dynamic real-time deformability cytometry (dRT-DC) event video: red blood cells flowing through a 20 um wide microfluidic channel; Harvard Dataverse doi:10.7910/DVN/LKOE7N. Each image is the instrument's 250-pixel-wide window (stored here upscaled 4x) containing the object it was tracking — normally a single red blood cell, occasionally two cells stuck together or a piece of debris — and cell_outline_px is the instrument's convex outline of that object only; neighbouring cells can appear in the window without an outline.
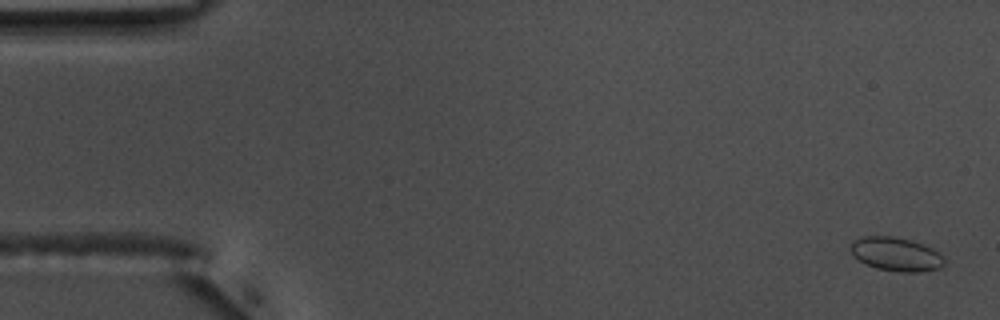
{"species": "common noctule bat (a hibernating species)", "species_latin": "Nyctalus noctula", "temperature_condition": "warm", "stored_images_in_passage": 56, "camera_frame_rate_fps": 3000, "um_per_image_px": 0.085, "animal": {"sex": "male", "body_mass_g": 17.5, "forearm_length_mm": 52.3}, "frame": {"image": 1, "passage_image": 2, "time_ms": 0.333, "image_size_px": [1000, 320], "cell_outline_px": [[944, 264], [940, 268], [920, 272], [900, 272], [876, 268], [860, 260], [848, 248], [852, 240], [864, 236], [892, 236], [908, 240], [932, 248], [944, 256]], "centroid_in_image_um": [76.16, 21.6], "position_along_channel_um": 8.8, "area_um2": 18.26}}
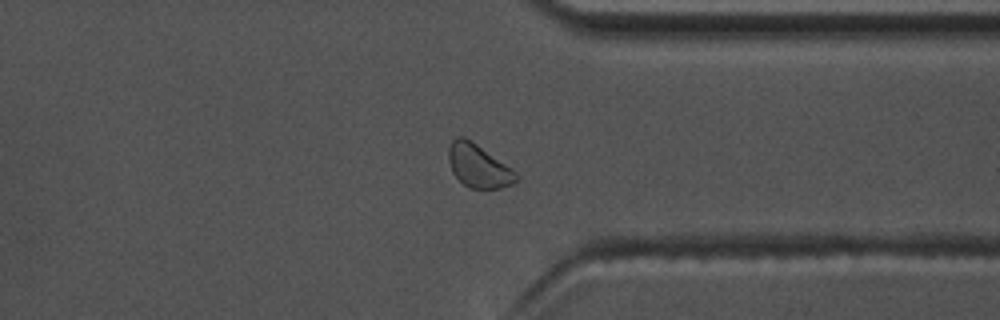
{"frame": {"image": 2, "passage_image": 43, "time_ms": 14.0, "image_size_px": [1000, 320], "cell_outline_px": [[520, 180], [512, 184], [500, 188], [468, 188], [452, 172], [448, 160], [448, 148], [452, 140], [456, 136], [464, 136], [472, 140], [512, 168], [520, 176]], "centroid_in_image_um": [40.68, 14.09], "position_along_channel_um": 370.7, "area_um2": 17.28}}
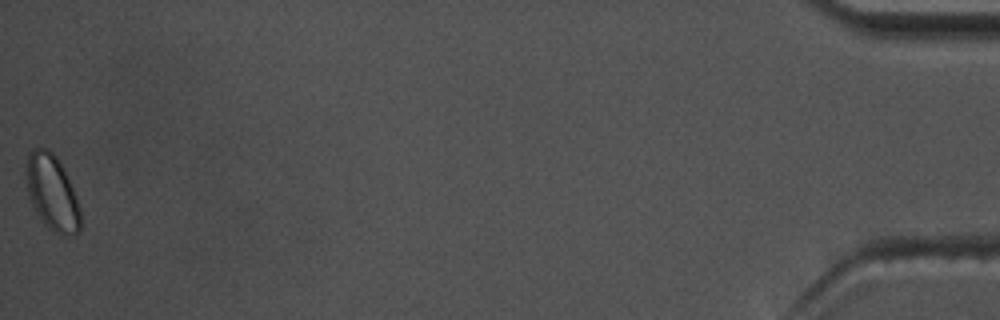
{"frame": {"image": 3, "passage_image": 56, "time_ms": 18.333, "image_size_px": [1000, 320], "cell_outline_px": [[80, 232], [64, 236], [60, 236], [48, 228], [40, 220], [28, 196], [24, 172], [28, 152], [32, 148], [48, 148], [56, 156], [64, 168], [76, 196], [80, 208]], "centroid_in_image_um": [4.4, 16.36], "position_along_channel_um": 430.8, "area_um2": 24.39}, "authors_computed_cell_mechanics": {"area_um2": 16.6753, "velocity_mm_per_s": 3.69, "shape_relaxation_time_tau1_ms": null, "shape_relaxation_time_tau2_ms": 8.1575, "deformation_change_tau1": null, "deformation_change_tau2": 0.0712}}